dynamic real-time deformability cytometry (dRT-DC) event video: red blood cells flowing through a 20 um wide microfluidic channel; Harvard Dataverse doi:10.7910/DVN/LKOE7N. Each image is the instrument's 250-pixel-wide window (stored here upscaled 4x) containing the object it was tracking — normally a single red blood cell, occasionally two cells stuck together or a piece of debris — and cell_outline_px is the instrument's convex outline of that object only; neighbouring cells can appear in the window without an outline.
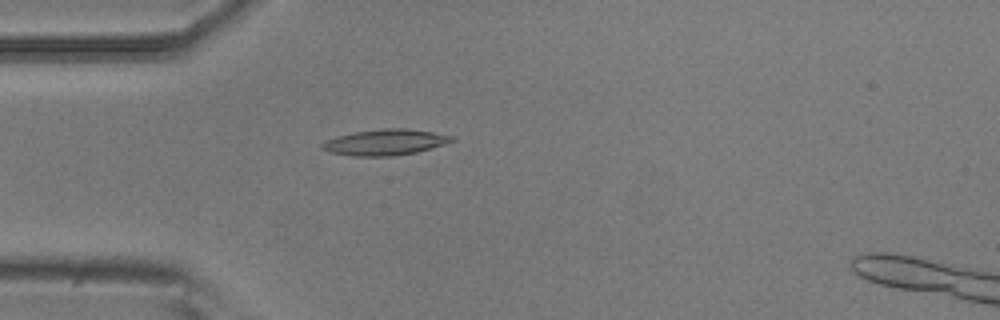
{"species": "common noctule bat (a hibernating species)", "species_latin": "Nyctalus noctula", "temperature_condition": "room temperature", "stored_images_in_passage": 55, "camera_frame_rate_fps": 3000, "um_per_image_px": 0.085, "animal": {"sex": "male", "body_mass_g": 20.5, "forearm_length_mm": 52.5}, "frame": {"image": 1, "passage_image": 15, "time_ms": 4.667, "image_size_px": [1000, 320], "cell_outline_px": [[456, 140], [444, 144], [416, 152], [392, 156], [352, 156], [332, 152], [320, 148], [320, 144], [324, 140], [336, 136], [352, 132], [380, 128], [404, 128], [432, 132], [452, 136]], "centroid_in_image_um": [32.68, 12.08], "position_along_channel_um": 52.3, "area_um2": 19.59}}
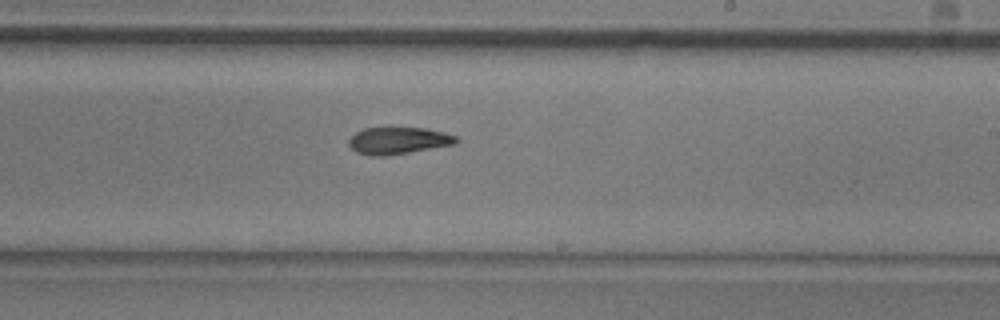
{"frame": {"image": 2, "passage_image": 32, "time_ms": 10.333, "image_size_px": [1000, 320], "cell_outline_px": [[460, 140], [456, 144], [384, 156], [372, 156], [356, 152], [348, 144], [348, 140], [356, 132], [364, 128], [388, 124], [424, 128], [444, 132], [456, 136]], "centroid_in_image_um": [33.83, 11.89], "position_along_channel_um": 255.2, "area_um2": 17.63}}
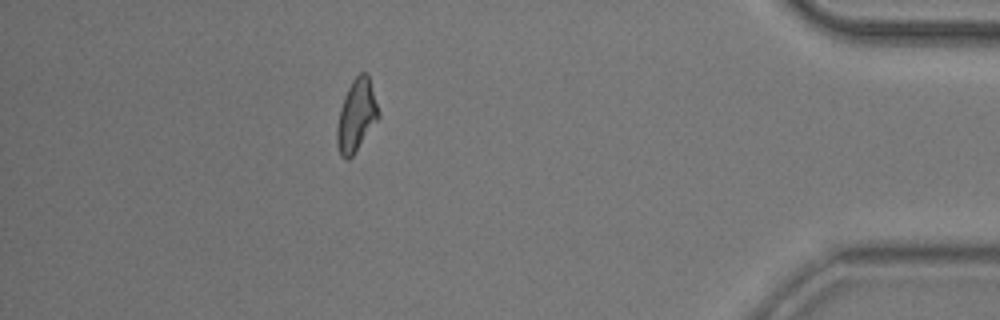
{"frame": {"image": 3, "passage_image": 48, "time_ms": 15.667, "image_size_px": [1000, 320], "cell_outline_px": [[380, 116], [352, 156], [348, 160], [344, 160], [340, 156], [336, 144], [336, 128], [340, 108], [344, 96], [352, 80], [360, 72], [368, 72], [380, 112]], "centroid_in_image_um": [30.28, 9.81], "position_along_channel_um": 404.9, "area_um2": 17.63}}